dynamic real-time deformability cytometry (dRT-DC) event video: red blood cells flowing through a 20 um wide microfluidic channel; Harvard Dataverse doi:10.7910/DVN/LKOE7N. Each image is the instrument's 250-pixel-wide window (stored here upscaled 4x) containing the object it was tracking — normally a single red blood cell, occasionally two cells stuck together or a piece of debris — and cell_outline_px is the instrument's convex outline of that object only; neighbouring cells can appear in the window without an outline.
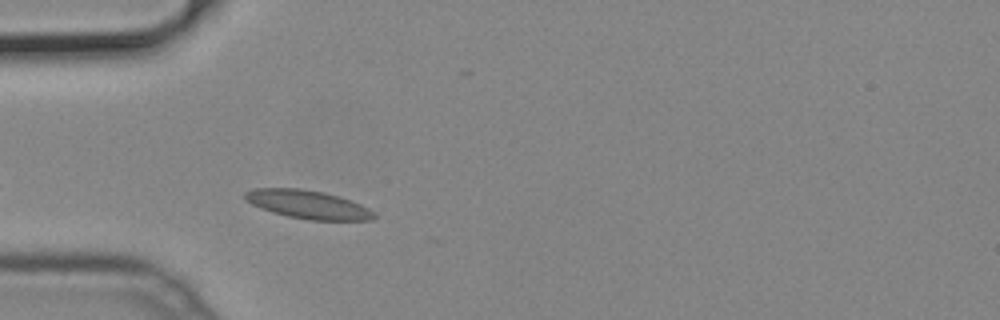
{"species": "common noctule bat (a hibernating species)", "species_latin": "Nyctalus noctula", "temperature_condition": "cold", "stored_images_in_passage": 15, "camera_frame_rate_fps": 3000, "um_per_image_px": 0.085, "animal": {"sex": "male", "body_mass_g": 19.2, "forearm_length_mm": 51.8}, "frame": {"image": 1, "passage_image": 6, "time_ms": 1.667, "image_size_px": [1000, 320], "cell_outline_px": [[376, 216], [372, 220], [308, 220], [288, 216], [272, 212], [252, 204], [244, 196], [244, 192], [256, 188], [300, 188], [324, 192], [360, 204], [376, 212]], "centroid_in_image_um": [26.19, 17.38], "position_along_channel_um": 58.8, "area_um2": 21.15}}
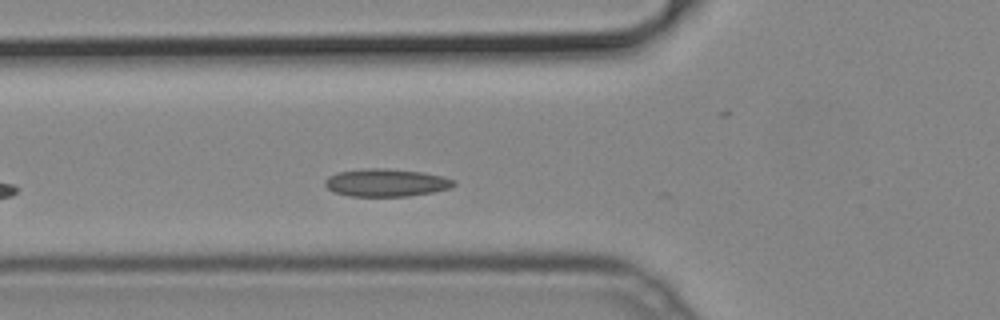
{"frame": {"image": 2, "passage_image": 9, "time_ms": 2.667, "image_size_px": [1000, 320], "cell_outline_px": [[456, 184], [448, 188], [432, 192], [408, 196], [348, 196], [332, 192], [324, 184], [324, 180], [328, 176], [336, 172], [364, 168], [384, 168], [420, 172], [440, 176], [456, 180]], "centroid_in_image_um": [32.75, 15.52], "position_along_channel_um": 93.0, "area_um2": 20.81}}
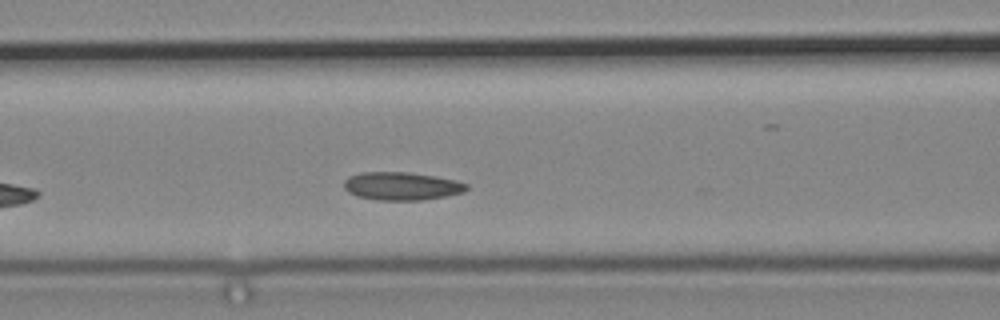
{"frame": {"image": 3, "passage_image": 12, "time_ms": 3.667, "image_size_px": [1000, 320], "cell_outline_px": [[468, 188], [464, 192], [444, 196], [420, 200], [376, 200], [356, 196], [348, 192], [344, 188], [344, 180], [348, 176], [360, 172], [408, 172], [436, 176], [456, 180], [468, 184]], "centroid_in_image_um": [34.11, 15.81], "position_along_channel_um": 132.5, "area_um2": 20.17}}